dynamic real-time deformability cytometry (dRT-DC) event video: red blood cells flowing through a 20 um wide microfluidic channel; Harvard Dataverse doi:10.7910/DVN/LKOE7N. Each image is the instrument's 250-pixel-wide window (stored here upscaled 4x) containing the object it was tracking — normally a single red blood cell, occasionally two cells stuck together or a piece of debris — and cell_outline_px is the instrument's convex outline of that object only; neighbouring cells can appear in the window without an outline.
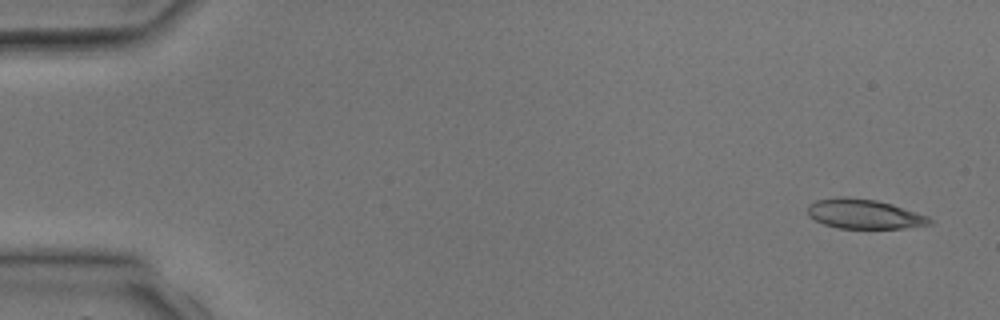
{"species": "common noctule bat (a hibernating species)", "species_latin": "Nyctalus noctula", "temperature_condition": "room temperature", "stored_images_in_passage": 2, "segment_of_instrument_passage": [2, 2], "camera_frame_rate_fps": 3000, "um_per_image_px": 0.085, "animal": {"sex": "male", "body_mass_g": 17.9, "forearm_length_mm": 54.2}, "frame": {"image": 1, "passage_image": 2, "time_ms": 1.0, "image_size_px": [1000, 320], "cell_outline_px": [[932, 224], [904, 228], [836, 228], [824, 224], [808, 216], [808, 204], [816, 200], [836, 196], [848, 196], [876, 200], [892, 204], [928, 216], [932, 220]], "centroid_in_image_um": [73.42, 18.18], "position_along_channel_um": 11.6, "area_um2": 21.15}}